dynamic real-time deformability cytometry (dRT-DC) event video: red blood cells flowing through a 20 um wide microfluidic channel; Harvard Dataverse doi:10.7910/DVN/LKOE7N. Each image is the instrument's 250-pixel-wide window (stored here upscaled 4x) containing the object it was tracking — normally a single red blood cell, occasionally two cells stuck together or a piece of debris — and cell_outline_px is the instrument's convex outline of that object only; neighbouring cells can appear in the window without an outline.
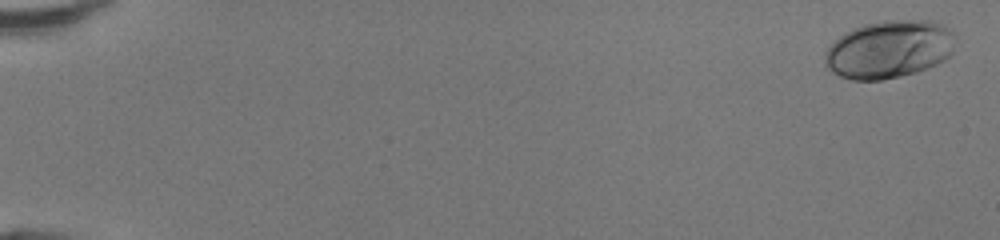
{"species": "human", "species_latin": "Homo sapiens", "temperature_condition": "room temperature", "stored_images_in_passage": 49, "camera_frame_rate_fps": 3000, "um_per_image_px": 0.085, "donor": {"sex": "female"}, "frame": {"image": 1, "passage_image": 2, "time_ms": 0.333, "image_size_px": [1000, 240], "cell_outline_px": [[956, 36], [952, 52], [944, 60], [928, 68], [916, 72], [900, 76], [880, 80], [852, 80], [840, 76], [832, 72], [824, 64], [824, 52], [844, 32], [852, 28], [864, 24], [880, 20], [932, 20], [944, 24], [956, 32]], "centroid_in_image_um": [75.6, 4.17], "position_along_channel_um": 9.4, "area_um2": 44.51}}
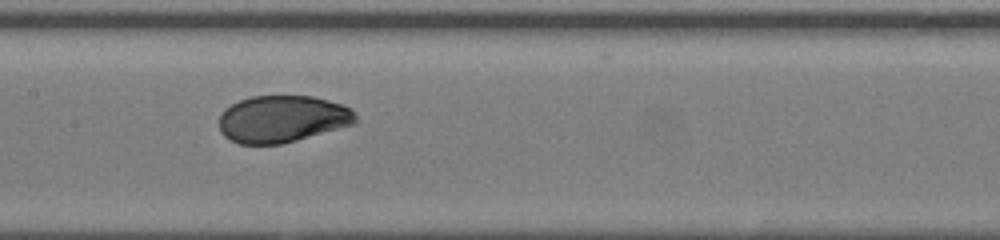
{"frame": {"image": 2, "passage_image": 27, "time_ms": 8.667, "image_size_px": [1000, 240], "cell_outline_px": [[356, 124], [296, 140], [280, 144], [240, 144], [224, 136], [220, 132], [220, 112], [224, 108], [240, 100], [252, 96], [312, 96], [328, 100], [340, 104], [356, 112]], "centroid_in_image_um": [23.99, 10.11], "position_along_channel_um": 183.4, "area_um2": 37.34}}
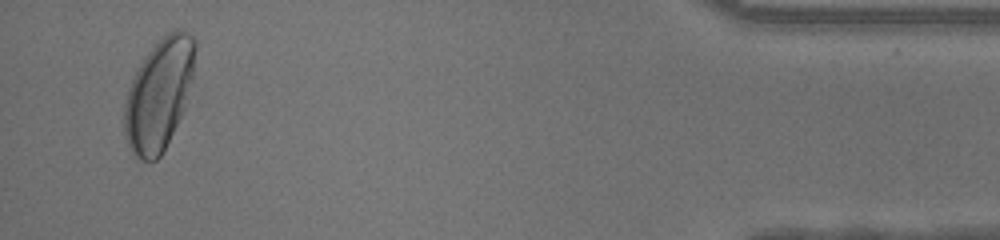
{"frame": {"image": 3, "passage_image": 48, "time_ms": 15.667, "image_size_px": [1000, 240], "cell_outline_px": [[196, 48], [192, 76], [184, 108], [160, 156], [156, 160], [140, 160], [132, 152], [124, 136], [124, 104], [132, 80], [140, 64], [148, 52], [168, 32], [176, 28], [180, 28], [188, 32], [196, 40]], "centroid_in_image_um": [13.51, 8.0], "position_along_channel_um": 421.7, "area_um2": 45.14}, "authors_computed_cell_mechanics": {"area_um2": 38.7838, "velocity_mm_per_s": 4.3108, "shape_relaxation_time_tau1_ms": 3.2128, "shape_relaxation_time_tau2_ms": null, "deformation_change_tau1": 0.1628, "deformation_change_tau2": null}}